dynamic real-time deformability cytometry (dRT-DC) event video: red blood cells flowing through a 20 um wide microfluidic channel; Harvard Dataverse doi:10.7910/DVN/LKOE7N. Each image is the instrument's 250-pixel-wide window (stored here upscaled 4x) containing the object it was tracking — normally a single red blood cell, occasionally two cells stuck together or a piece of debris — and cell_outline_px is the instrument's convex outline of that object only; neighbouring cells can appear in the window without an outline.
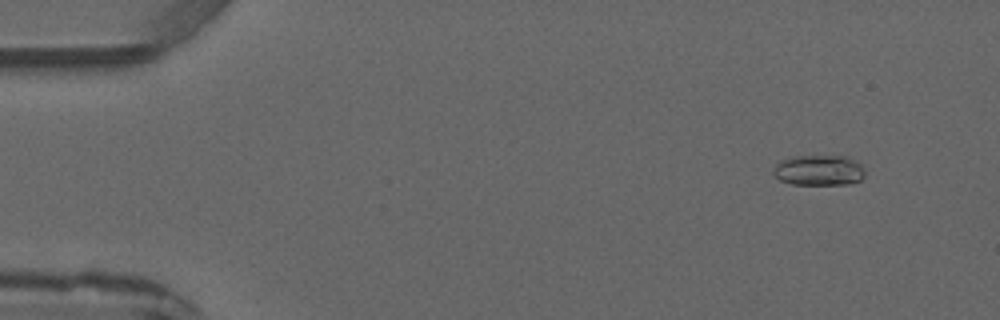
{"species": "common noctule bat (a hibernating species)", "species_latin": "Nyctalus noctula", "temperature_condition": "warm", "stored_images_in_passage": 5, "camera_frame_rate_fps": 3000, "um_per_image_px": 0.085, "animal": {"sex": "male", "forearm_length_mm": 52.5}, "frame": {"image": 1, "passage_image": 1, "time_ms": 0.0, "image_size_px": [1000, 320], "cell_outline_px": [[864, 176], [860, 180], [848, 184], [792, 184], [780, 180], [772, 172], [776, 164], [780, 160], [796, 156], [848, 156], [864, 164]], "centroid_in_image_um": [69.65, 14.46], "position_along_channel_um": 15.4, "area_um2": 16.42}}
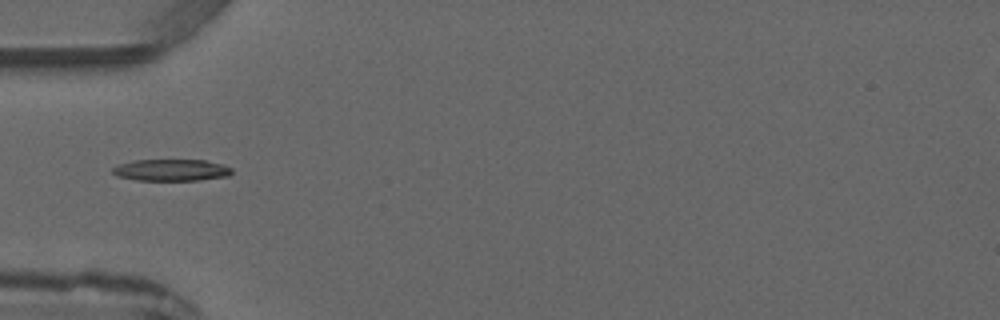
{"frame": {"image": 2, "passage_image": 4, "time_ms": 3.667, "image_size_px": [1000, 320], "cell_outline_px": [[232, 172], [228, 176], [200, 180], [136, 180], [116, 176], [112, 172], [112, 168], [120, 164], [132, 160], [204, 160], [224, 164], [232, 168]], "centroid_in_image_um": [14.57, 14.45], "position_along_channel_um": 70.4, "area_um2": 15.14}}
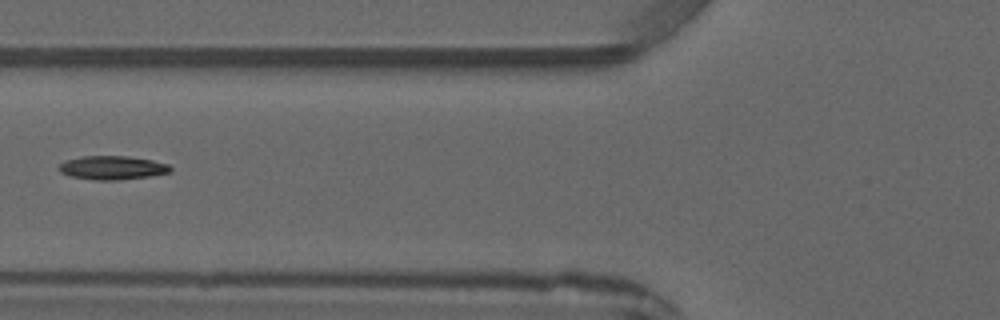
{"frame": {"image": 3, "passage_image": 5, "time_ms": 4.667, "image_size_px": [1000, 320], "cell_outline_px": [[172, 172], [148, 176], [116, 180], [96, 180], [72, 176], [60, 172], [60, 164], [64, 160], [84, 156], [128, 156], [152, 160], [168, 164], [172, 168]], "centroid_in_image_um": [9.57, 14.25], "position_along_channel_um": 116.2, "area_um2": 15.26}}